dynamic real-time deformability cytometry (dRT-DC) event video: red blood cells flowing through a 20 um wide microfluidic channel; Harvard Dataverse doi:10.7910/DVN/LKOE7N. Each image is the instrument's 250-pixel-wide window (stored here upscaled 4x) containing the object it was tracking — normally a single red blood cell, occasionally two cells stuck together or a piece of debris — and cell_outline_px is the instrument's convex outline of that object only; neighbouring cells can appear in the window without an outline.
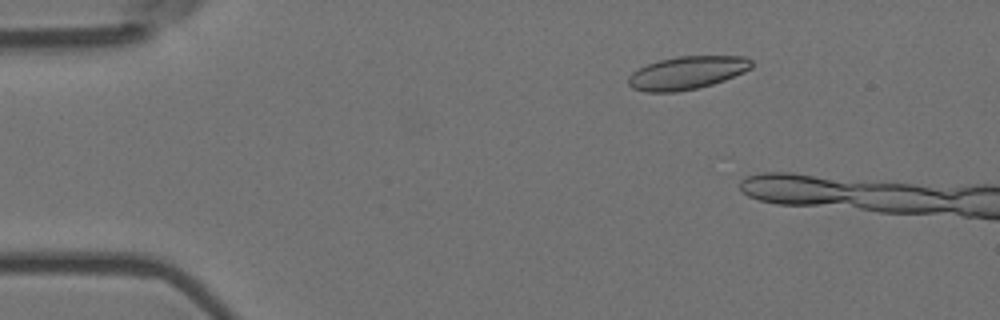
{"species": "Egyptian fruit bat (a non-hibernating species)", "species_latin": "Rousettus aegyptiacus", "temperature_condition": "room temperature", "stored_images_in_passage": 5, "camera_frame_rate_fps": 3000, "um_per_image_px": 0.085, "animal": {"sex": "female"}, "frame": {"image": 1, "passage_image": 3, "time_ms": 0.667, "image_size_px": [1000, 320], "cell_outline_px": [[752, 68], [744, 72], [724, 80], [712, 84], [696, 88], [676, 92], [644, 92], [632, 88], [628, 84], [628, 76], [632, 72], [648, 64], [660, 60], [680, 56], [744, 56], [752, 60]], "centroid_in_image_um": [58.39, 6.19], "position_along_channel_um": 26.6, "area_um2": 23.64}}